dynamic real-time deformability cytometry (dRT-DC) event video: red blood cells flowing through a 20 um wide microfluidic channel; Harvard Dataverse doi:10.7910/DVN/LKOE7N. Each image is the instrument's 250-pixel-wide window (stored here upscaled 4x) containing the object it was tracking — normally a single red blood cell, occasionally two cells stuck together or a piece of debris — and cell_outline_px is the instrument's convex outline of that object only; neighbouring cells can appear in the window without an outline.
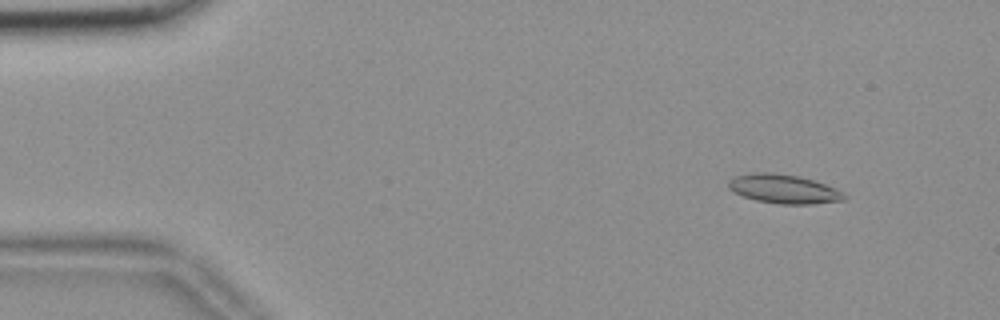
{"species": "common noctule bat (a hibernating species)", "species_latin": "Nyctalus noctula", "temperature_condition": "room temperature", "stored_images_in_passage": 54, "camera_frame_rate_fps": 3000, "um_per_image_px": 0.085, "animal": {"sex": "female", "body_mass_g": 18.4}, "frame": {"image": 1, "passage_image": 5, "time_ms": 1.333, "image_size_px": [1000, 320], "cell_outline_px": [[848, 196], [844, 200], [812, 204], [780, 204], [756, 200], [732, 192], [728, 188], [728, 180], [736, 176], [752, 172], [768, 172], [796, 176], [812, 180], [836, 188], [844, 192]], "centroid_in_image_um": [66.61, 16.07], "position_along_channel_um": 18.4, "area_um2": 19.54}}
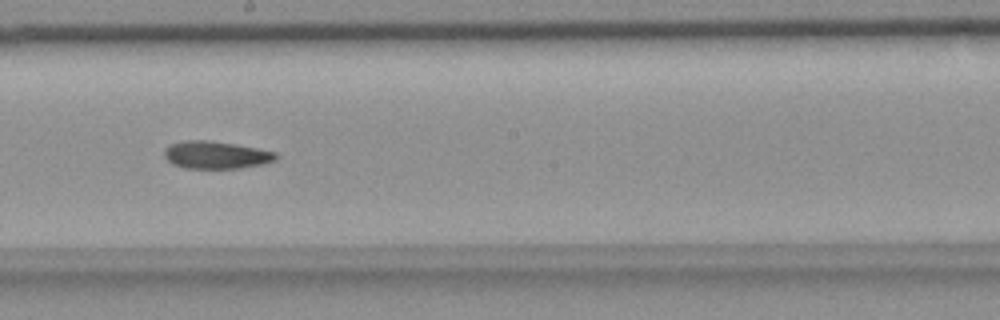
{"frame": {"image": 2, "passage_image": 30, "time_ms": 9.667, "image_size_px": [1000, 320], "cell_outline_px": [[276, 160], [264, 164], [240, 168], [184, 168], [172, 164], [164, 156], [164, 148], [168, 144], [184, 140], [208, 140], [236, 144], [276, 152]], "centroid_in_image_um": [18.32, 13.16], "position_along_channel_um": 229.9, "area_um2": 18.03}}
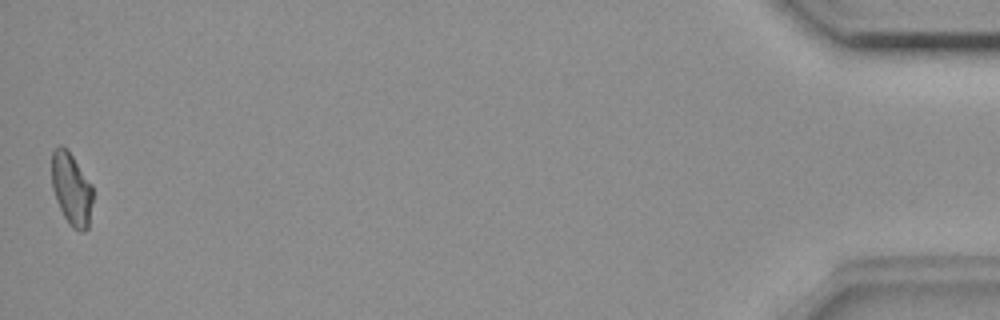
{"frame": {"image": 3, "passage_image": 54, "time_ms": 17.667, "image_size_px": [1000, 320], "cell_outline_px": [[92, 200], [88, 228], [84, 232], [80, 232], [72, 228], [68, 224], [56, 200], [52, 188], [52, 152], [60, 144], [68, 148], [92, 184]], "centroid_in_image_um": [6.07, 16.05], "position_along_channel_um": 429.1, "area_um2": 17.57}, "authors_computed_cell_mechanics": {"area_um2": 18.1203, "velocity_mm_per_s": 3.6789, "shape_relaxation_time_tau1_ms": null, "shape_relaxation_time_tau2_ms": 8.834, "deformation_change_tau1": null, "deformation_change_tau2": 0.1388}}